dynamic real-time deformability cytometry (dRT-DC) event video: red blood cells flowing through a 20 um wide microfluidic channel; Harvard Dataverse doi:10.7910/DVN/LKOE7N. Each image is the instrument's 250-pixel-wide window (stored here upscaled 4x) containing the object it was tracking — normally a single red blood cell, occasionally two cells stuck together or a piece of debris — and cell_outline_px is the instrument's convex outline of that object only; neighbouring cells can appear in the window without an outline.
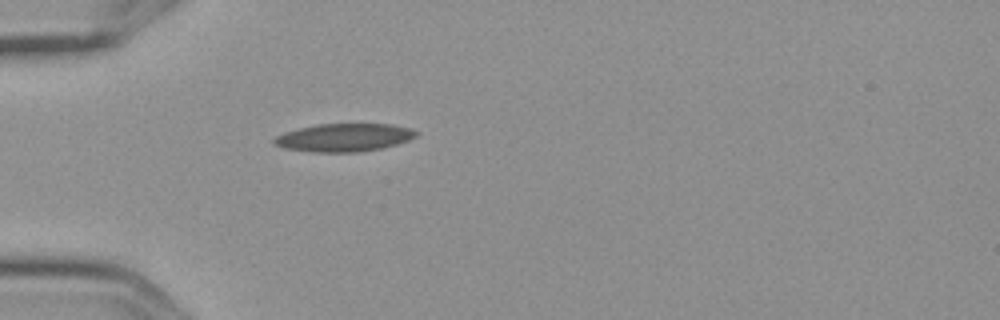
{"species": "Egyptian fruit bat (a non-hibernating species)", "species_latin": "Rousettus aegyptiacus", "temperature_condition": "cold", "stored_images_in_passage": 1, "camera_frame_rate_fps": 3000, "um_per_image_px": 0.085, "frame": {"image": 1, "passage_image": 1, "time_ms": 0.0, "image_size_px": [1000, 320], "cell_outline_px": [[416, 136], [408, 140], [396, 144], [380, 148], [360, 152], [312, 152], [284, 148], [272, 144], [272, 140], [276, 136], [284, 132], [316, 124], [392, 124], [408, 128], [416, 132]], "centroid_in_image_um": [29.18, 11.69], "position_along_channel_um": 55.8, "area_um2": 23.06}}